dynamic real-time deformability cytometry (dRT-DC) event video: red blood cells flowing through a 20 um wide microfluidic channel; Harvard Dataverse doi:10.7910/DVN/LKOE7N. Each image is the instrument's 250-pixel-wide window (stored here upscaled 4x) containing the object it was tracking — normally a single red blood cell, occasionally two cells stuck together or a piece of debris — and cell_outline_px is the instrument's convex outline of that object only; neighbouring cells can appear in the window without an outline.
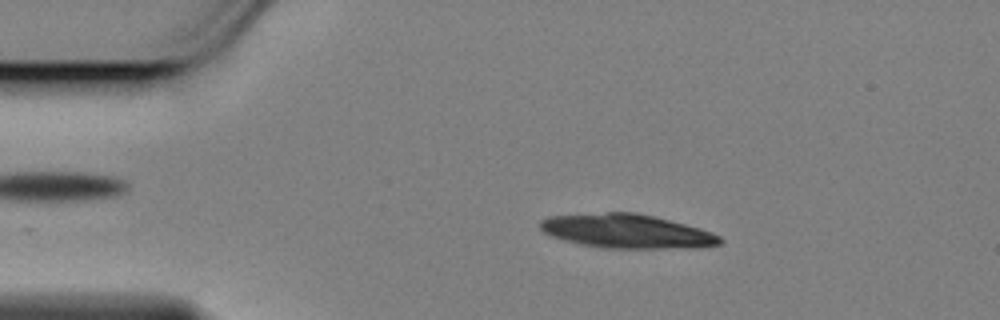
{"species": "Egyptian fruit bat (a non-hibernating species)", "species_latin": "Rousettus aegyptiacus", "temperature_condition": "cold", "stored_images_in_passage": 51, "camera_frame_rate_fps": 3000, "um_per_image_px": 0.085, "animal": {"sex": "female"}, "frame": {"image": 1, "passage_image": 5, "time_ms": 1.333, "image_size_px": [1000, 320], "cell_outline_px": [[724, 240], [720, 244], [700, 248], [604, 248], [564, 240], [552, 236], [544, 232], [540, 228], [540, 220], [548, 216], [608, 212], [636, 212], [700, 228], [712, 232], [720, 236]], "centroid_in_image_um": [53.31, 19.65], "position_along_channel_um": 31.7, "area_um2": 35.55}}
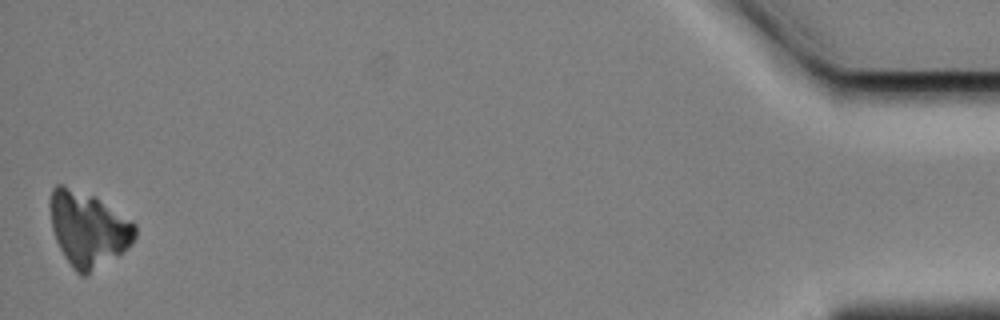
{"frame": {"image": 2, "passage_image": 51, "time_ms": 16.667, "image_size_px": [1000, 320], "cell_outline_px": [[136, 236], [132, 244], [128, 248], [88, 276], [80, 276], [72, 268], [64, 256], [56, 240], [52, 228], [48, 204], [48, 200], [52, 188], [56, 184], [64, 184], [96, 196], [136, 224]], "centroid_in_image_um": [7.47, 19.45], "position_along_channel_um": 427.7, "area_um2": 37.69}}